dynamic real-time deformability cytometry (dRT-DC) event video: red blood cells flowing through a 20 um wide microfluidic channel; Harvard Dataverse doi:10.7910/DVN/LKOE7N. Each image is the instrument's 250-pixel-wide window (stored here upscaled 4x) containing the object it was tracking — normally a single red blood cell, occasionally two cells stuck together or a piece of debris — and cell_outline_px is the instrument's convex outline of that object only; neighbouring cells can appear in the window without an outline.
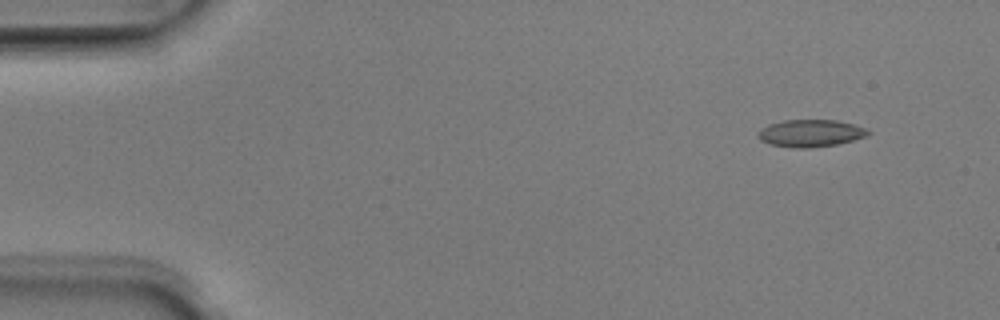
{"species": "Egyptian fruit bat (a non-hibernating species)", "species_latin": "Rousettus aegyptiacus", "temperature_condition": "room temperature", "stored_images_in_passage": 46, "camera_frame_rate_fps": 3000, "um_per_image_px": 0.085, "animal": {"sex": "male"}, "frame": {"image": 1, "passage_image": 1, "time_ms": 0.0, "image_size_px": [1000, 320], "cell_outline_px": [[872, 132], [868, 136], [836, 144], [808, 148], [796, 148], [768, 144], [760, 140], [756, 132], [760, 128], [768, 124], [784, 120], [836, 120], [868, 128]], "centroid_in_image_um": [68.88, 11.32], "position_along_channel_um": 16.1, "area_um2": 17.63}}
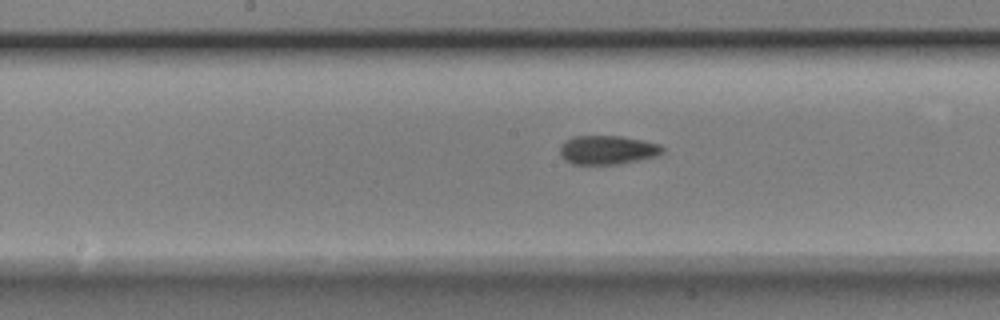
{"frame": {"image": 2, "passage_image": 22, "time_ms": 7.0, "image_size_px": [1000, 320], "cell_outline_px": [[664, 152], [660, 156], [620, 164], [572, 164], [564, 160], [560, 156], [560, 144], [564, 140], [572, 136], [620, 136], [644, 140], [660, 144], [664, 148]], "centroid_in_image_um": [51.65, 12.74], "position_along_channel_um": 196.6, "area_um2": 17.69}}
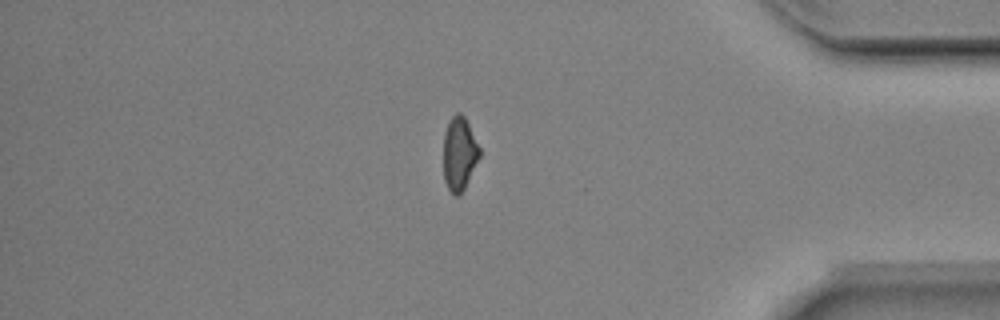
{"frame": {"image": 3, "passage_image": 39, "time_ms": 12.667, "image_size_px": [1000, 320], "cell_outline_px": [[480, 156], [464, 188], [456, 196], [448, 188], [444, 180], [444, 132], [448, 120], [456, 112], [460, 112], [464, 116], [480, 148]], "centroid_in_image_um": [39.03, 13.01], "position_along_channel_um": 396.2, "area_um2": 15.26}, "authors_computed_cell_mechanics": {"area_um2": 16.9065, "velocity_mm_per_s": 4.051, "shape_relaxation_time_tau1_ms": 3.4995, "shape_relaxation_time_tau2_ms": 3.5067, "deformation_change_tau1": 0.1142, "deformation_change_tau2": 0.0889}}